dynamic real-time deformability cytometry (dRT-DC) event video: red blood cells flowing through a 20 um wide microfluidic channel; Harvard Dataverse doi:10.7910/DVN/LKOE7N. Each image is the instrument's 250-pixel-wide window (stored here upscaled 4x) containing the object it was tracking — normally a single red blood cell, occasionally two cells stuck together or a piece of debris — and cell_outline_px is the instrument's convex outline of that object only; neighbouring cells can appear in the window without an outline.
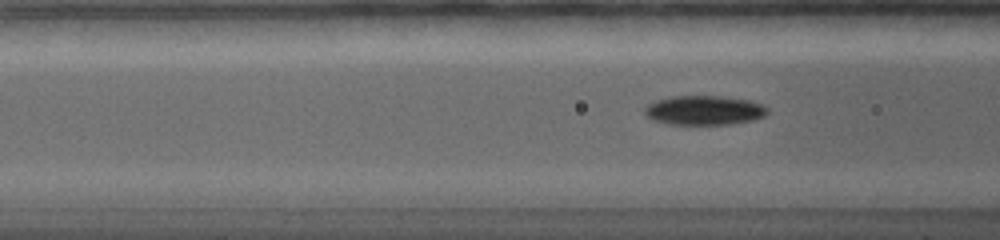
{"species": "common noctule bat (a hibernating species)", "species_latin": "Nyctalus noctula", "temperature_condition": "warm", "stored_images_in_passage": 104, "camera_frame_rate_fps": 5000, "um_per_image_px": 0.085, "animal": {"sex": "female", "body_mass_g": 19.0, "forearm_length_mm": 56.7}, "frame": {"image": 1, "passage_image": 27, "time_ms": 4.4, "image_size_px": [1000, 240], "cell_outline_px": [[768, 112], [764, 116], [752, 120], [732, 124], [668, 124], [652, 120], [644, 112], [644, 108], [648, 104], [656, 100], [672, 96], [720, 96], [748, 100], [760, 104], [768, 108]], "centroid_in_image_um": [59.83, 9.37], "position_along_channel_um": 106.8, "area_um2": 20.92}}
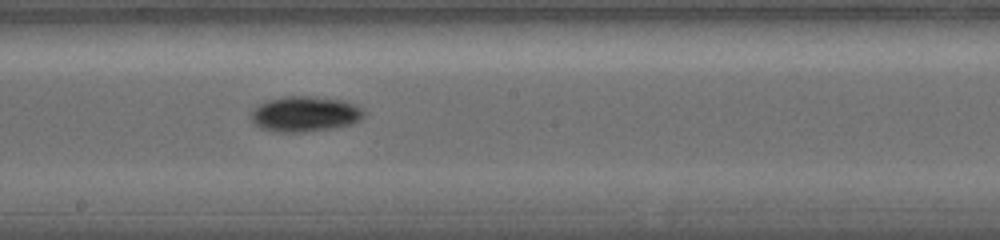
{"frame": {"image": 2, "passage_image": 45, "time_ms": 7.4, "image_size_px": [1000, 240], "cell_outline_px": [[364, 116], [360, 120], [352, 124], [332, 128], [300, 132], [276, 132], [260, 128], [252, 120], [252, 112], [260, 104], [268, 100], [284, 96], [312, 96], [344, 100], [360, 108], [364, 112]], "centroid_in_image_um": [25.93, 9.69], "position_along_channel_um": 222.3, "area_um2": 23.06}}
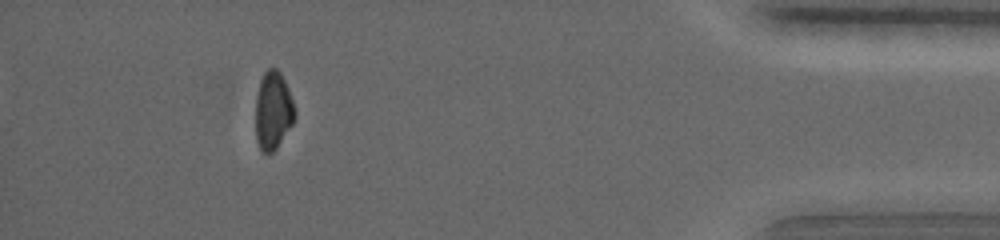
{"frame": {"image": 3, "passage_image": 86, "time_ms": 14.0, "image_size_px": [1000, 240], "cell_outline_px": [[296, 116], [292, 124], [276, 148], [272, 152], [260, 152], [256, 140], [256, 96], [260, 80], [264, 72], [268, 68], [276, 68], [280, 72], [288, 88], [296, 112]], "centroid_in_image_um": [23.2, 9.4], "position_along_channel_um": 412.0, "area_um2": 17.8}, "authors_computed_cell_mechanics": {"area_um2": 20.3456, "velocity_mm_per_s": 3.8762, "shape_relaxation_time_tau1_ms": 2.3029, "shape_relaxation_time_tau2_ms": null, "deformation_change_tau1": 0.1555, "deformation_change_tau2": null}}